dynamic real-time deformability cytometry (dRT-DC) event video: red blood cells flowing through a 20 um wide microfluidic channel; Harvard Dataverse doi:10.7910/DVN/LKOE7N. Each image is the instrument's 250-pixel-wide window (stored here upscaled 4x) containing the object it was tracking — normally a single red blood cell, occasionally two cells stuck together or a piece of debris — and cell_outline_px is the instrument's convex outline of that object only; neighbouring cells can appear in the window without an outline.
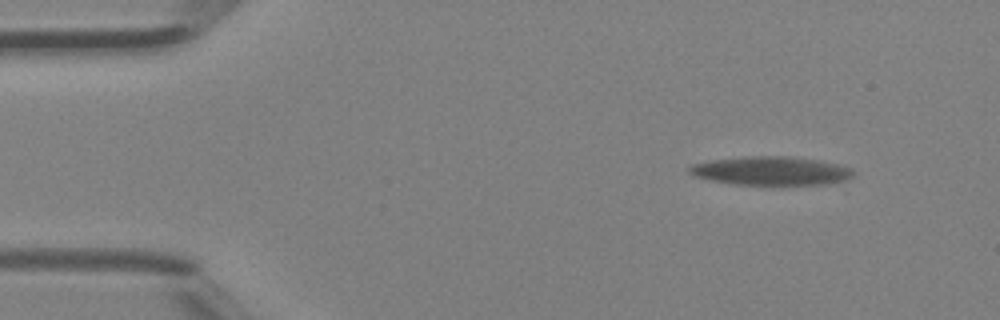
{"species": "Egyptian fruit bat (a non-hibernating species)", "species_latin": "Rousettus aegyptiacus", "temperature_condition": "room temperature", "stored_images_in_passage": 4, "camera_frame_rate_fps": 3000, "um_per_image_px": 0.085, "animal": {"sex": "female"}, "frame": {"image": 1, "passage_image": 1, "time_ms": 0.0, "image_size_px": [1000, 320], "cell_outline_px": [[856, 172], [848, 192], [844, 192], [732, 184], [692, 176], [688, 172], [688, 168], [692, 164], [712, 160], [744, 156], [788, 156], [820, 160], [840, 164], [852, 168]], "centroid_in_image_um": [66.05, 14.68], "position_along_channel_um": 18.9, "area_um2": 31.67}}